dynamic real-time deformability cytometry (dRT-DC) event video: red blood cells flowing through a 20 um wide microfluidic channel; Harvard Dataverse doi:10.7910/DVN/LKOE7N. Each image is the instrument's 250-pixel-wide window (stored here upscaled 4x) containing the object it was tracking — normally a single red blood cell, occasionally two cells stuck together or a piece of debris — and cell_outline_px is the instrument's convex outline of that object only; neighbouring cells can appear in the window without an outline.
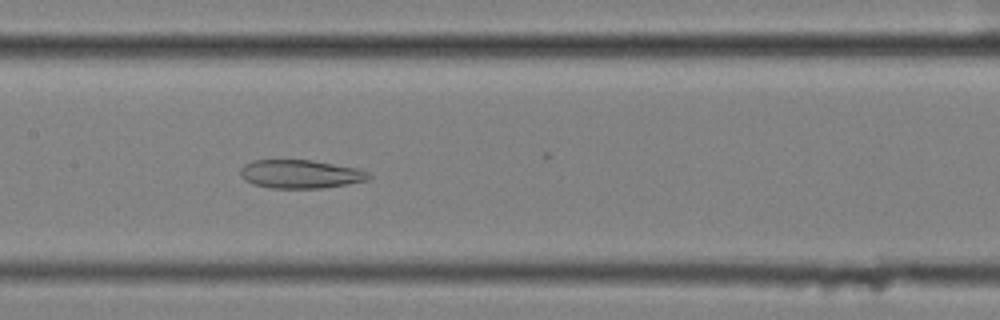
{"species": "common noctule bat (a hibernating species)", "species_latin": "Nyctalus noctula", "temperature_condition": "cold", "stored_images_in_passage": 45, "camera_frame_rate_fps": 3000, "um_per_image_px": 0.085, "animal": {"sex": "female", "body_mass_g": 25.1}, "frame": {"image": 1, "passage_image": 15, "time_ms": 4.667, "image_size_px": [1000, 320], "cell_outline_px": [[372, 176], [368, 180], [324, 188], [272, 188], [252, 184], [244, 180], [240, 176], [240, 168], [244, 164], [256, 160], [312, 160], [360, 168], [368, 172]], "centroid_in_image_um": [25.55, 14.79], "position_along_channel_um": 181.9, "area_um2": 21.5}}
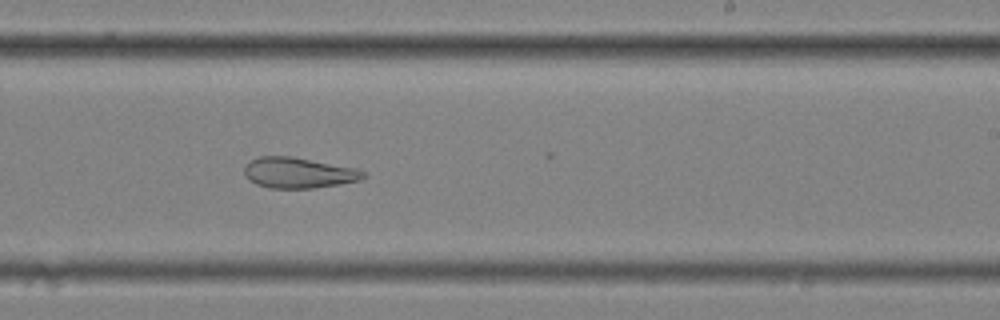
{"frame": {"image": 2, "passage_image": 22, "time_ms": 7.0, "image_size_px": [1000, 320], "cell_outline_px": [[368, 176], [360, 180], [340, 184], [312, 188], [268, 188], [256, 184], [248, 180], [244, 172], [244, 168], [252, 160], [260, 156], [292, 156], [352, 168], [364, 172]], "centroid_in_image_um": [25.35, 14.7], "position_along_channel_um": 263.7, "area_um2": 21.04}}
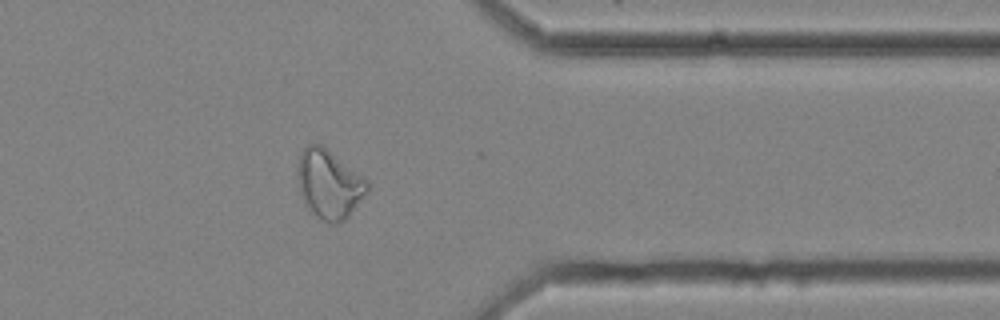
{"frame": {"image": 3, "passage_image": 33, "time_ms": 10.667, "image_size_px": [1000, 320], "cell_outline_px": [[368, 192], [348, 216], [340, 224], [328, 224], [320, 220], [308, 212], [300, 192], [296, 172], [300, 152], [308, 144], [320, 144], [328, 148], [368, 180]], "centroid_in_image_um": [27.95, 15.67], "position_along_channel_um": 383.4, "area_um2": 28.55}, "authors_computed_cell_mechanics": {"area_um2": 25.7788, "velocity_mm_per_s": 3.5084, "shape_relaxation_time_tau1_ms": null, "shape_relaxation_time_tau2_ms": 5.7928, "deformation_change_tau1": null, "deformation_change_tau2": 0.1523}}